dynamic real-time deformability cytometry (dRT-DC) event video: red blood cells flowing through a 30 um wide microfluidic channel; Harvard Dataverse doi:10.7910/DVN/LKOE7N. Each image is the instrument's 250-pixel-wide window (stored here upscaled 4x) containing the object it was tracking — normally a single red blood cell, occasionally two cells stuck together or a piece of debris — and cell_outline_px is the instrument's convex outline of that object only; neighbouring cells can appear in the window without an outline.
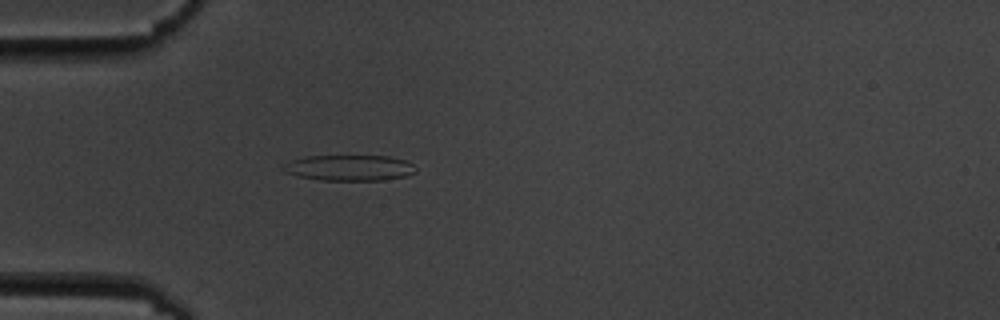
{"species": "common noctule bat (a hibernating species)", "species_latin": "Nyctalus noctula", "temperature_condition": "cold", "stored_images_in_passage": 5, "camera_frame_rate_fps": 3000, "um_per_image_px": 0.085, "animal": {"sex": "male", "body_mass_g": 19.5, "forearm_length_mm": 54.6}, "frame": {"image": 1, "passage_image": 5, "time_ms": 4.667, "image_size_px": [1000, 320], "cell_outline_px": [[416, 172], [404, 176], [384, 180], [320, 180], [296, 176], [284, 172], [284, 164], [292, 160], [304, 156], [388, 156], [404, 160], [412, 164], [416, 168]], "centroid_in_image_um": [29.68, 14.26], "position_along_channel_um": 55.3, "area_um2": 19.83}}